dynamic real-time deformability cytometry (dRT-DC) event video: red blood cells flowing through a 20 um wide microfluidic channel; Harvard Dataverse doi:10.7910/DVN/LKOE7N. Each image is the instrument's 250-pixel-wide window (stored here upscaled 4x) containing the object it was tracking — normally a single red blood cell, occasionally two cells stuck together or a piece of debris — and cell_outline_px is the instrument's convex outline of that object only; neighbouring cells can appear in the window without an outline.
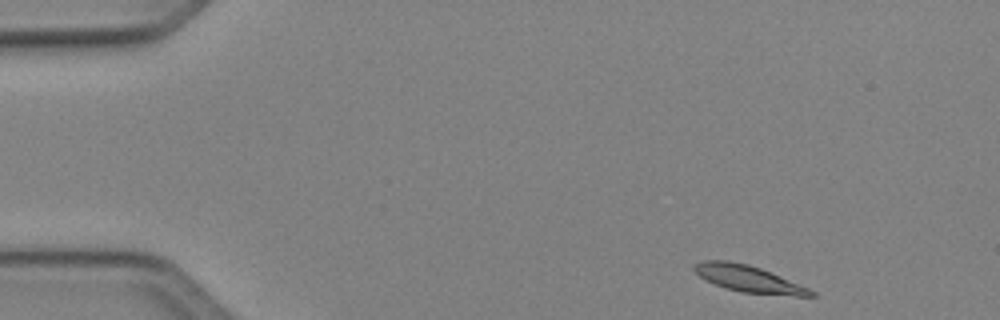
{"species": "Egyptian fruit bat (a non-hibernating species)", "species_latin": "Rousettus aegyptiacus", "temperature_condition": "cold", "stored_images_in_passage": 45, "camera_frame_rate_fps": 3000, "um_per_image_px": 0.085, "animal": {"sex": "female"}, "frame": {"image": 1, "passage_image": 1, "time_ms": 0.0, "image_size_px": [1000, 320], "cell_outline_px": [[816, 296], [796, 296], [740, 292], [704, 280], [692, 268], [692, 264], [700, 260], [728, 260], [748, 264], [760, 268], [808, 288], [816, 292]], "centroid_in_image_um": [63.58, 23.68], "position_along_channel_um": 21.4, "area_um2": 18.03}}
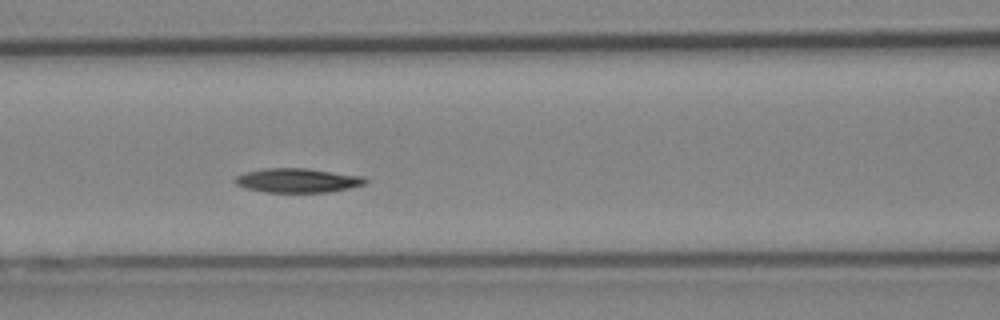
{"frame": {"image": 2, "passage_image": 17, "time_ms": 5.333, "image_size_px": [1000, 320], "cell_outline_px": [[368, 180], [364, 184], [348, 188], [328, 192], [264, 192], [244, 188], [236, 184], [232, 180], [236, 176], [244, 172], [264, 168], [308, 168], [364, 176]], "centroid_in_image_um": [25.25, 15.33], "position_along_channel_um": 141.3, "area_um2": 18.55}}
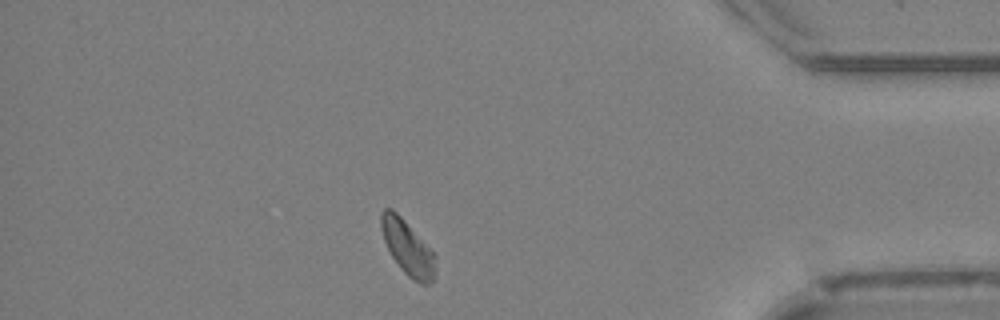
{"frame": {"image": 3, "passage_image": 39, "time_ms": 12.667, "image_size_px": [1000, 320], "cell_outline_px": [[436, 276], [428, 284], [420, 284], [412, 280], [400, 268], [392, 256], [384, 240], [380, 228], [380, 212], [384, 208], [392, 208], [404, 220], [436, 256]], "centroid_in_image_um": [34.64, 21.07], "position_along_channel_um": 400.6, "area_um2": 17.22}, "authors_computed_cell_mechanics": {"area_um2": 18.0336, "velocity_mm_per_s": 4.0179, "shape_relaxation_time_tau1_ms": 4.4886, "shape_relaxation_time_tau2_ms": 4.8925, "deformation_change_tau1": 0.1029, "deformation_change_tau2": 0.092}}